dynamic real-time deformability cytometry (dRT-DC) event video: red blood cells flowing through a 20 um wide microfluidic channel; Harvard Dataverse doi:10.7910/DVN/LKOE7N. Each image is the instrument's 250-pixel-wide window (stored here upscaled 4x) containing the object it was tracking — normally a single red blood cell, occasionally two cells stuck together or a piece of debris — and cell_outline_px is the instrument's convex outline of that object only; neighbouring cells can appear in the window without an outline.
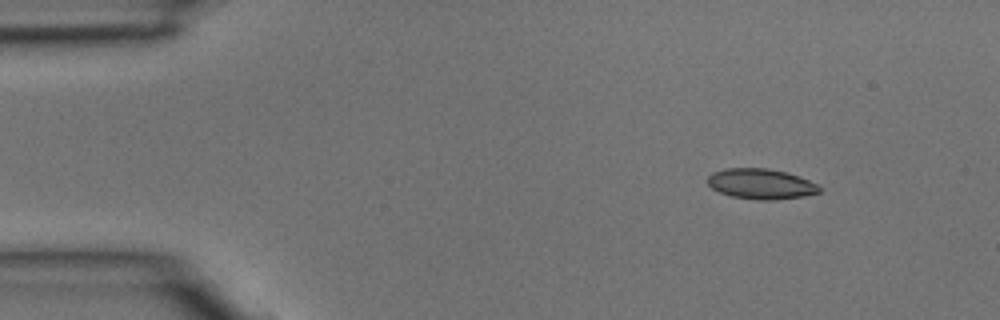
{"species": "common noctule bat (a hibernating species)", "species_latin": "Nyctalus noctula", "temperature_condition": "room temperature", "stored_images_in_passage": 3, "camera_frame_rate_fps": 3000, "um_per_image_px": 0.085, "animal": {"sex": "male", "body_mass_g": 15.6}, "frame": {"image": 1, "passage_image": 1, "time_ms": 0.0, "image_size_px": [1000, 320], "cell_outline_px": [[820, 192], [804, 196], [772, 200], [756, 200], [732, 196], [720, 192], [712, 188], [708, 184], [708, 176], [712, 172], [724, 168], [768, 168], [788, 172], [800, 176], [816, 184], [820, 188]], "centroid_in_image_um": [64.67, 15.62], "position_along_channel_um": 20.3, "area_um2": 19.83}}
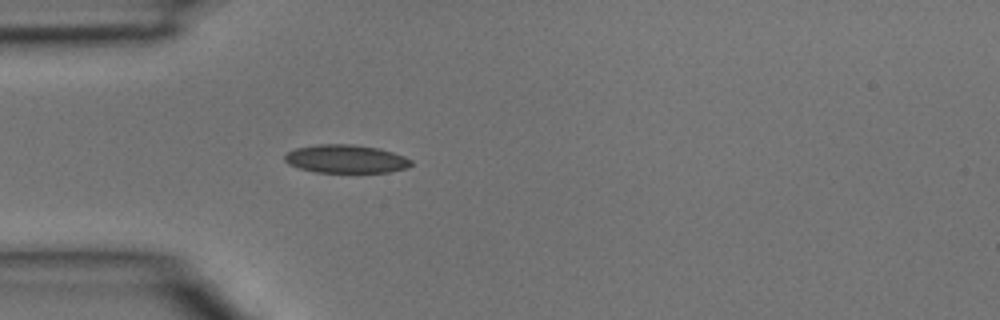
{"frame": {"image": 2, "passage_image": 3, "time_ms": 0.667, "image_size_px": [1000, 320], "cell_outline_px": [[412, 164], [408, 168], [388, 172], [316, 172], [300, 168], [288, 164], [284, 160], [284, 156], [288, 152], [296, 148], [316, 144], [352, 144], [380, 148], [404, 156], [412, 160]], "centroid_in_image_um": [29.41, 13.5], "position_along_channel_um": 55.6, "area_um2": 20.87}}